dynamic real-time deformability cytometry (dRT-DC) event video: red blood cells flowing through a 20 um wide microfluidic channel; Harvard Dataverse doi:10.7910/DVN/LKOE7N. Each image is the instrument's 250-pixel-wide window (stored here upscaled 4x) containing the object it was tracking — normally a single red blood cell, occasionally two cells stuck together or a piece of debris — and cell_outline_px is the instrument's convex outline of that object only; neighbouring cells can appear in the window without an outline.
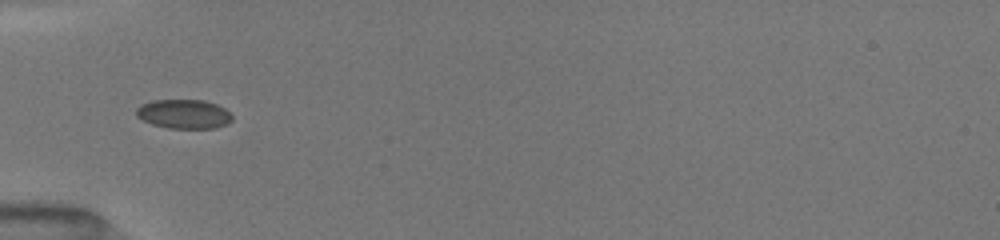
{"species": "common noctule bat (a hibernating species)", "species_latin": "Nyctalus noctula", "temperature_condition": "room temperature", "stored_images_in_passage": 7, "camera_frame_rate_fps": 3000, "um_per_image_px": 0.085, "animal": {"sex": "female", "body_mass_g": 19.5, "forearm_length_mm": 54.1}, "frame": {"image": 1, "passage_image": 1, "time_ms": 0.0, "image_size_px": [1000, 240], "cell_outline_px": [[232, 120], [228, 124], [216, 128], [168, 128], [152, 124], [136, 116], [136, 108], [140, 104], [152, 100], [204, 100], [216, 104], [224, 108], [232, 116]], "centroid_in_image_um": [15.62, 9.69], "position_along_channel_um": 69.4, "area_um2": 16.36}}